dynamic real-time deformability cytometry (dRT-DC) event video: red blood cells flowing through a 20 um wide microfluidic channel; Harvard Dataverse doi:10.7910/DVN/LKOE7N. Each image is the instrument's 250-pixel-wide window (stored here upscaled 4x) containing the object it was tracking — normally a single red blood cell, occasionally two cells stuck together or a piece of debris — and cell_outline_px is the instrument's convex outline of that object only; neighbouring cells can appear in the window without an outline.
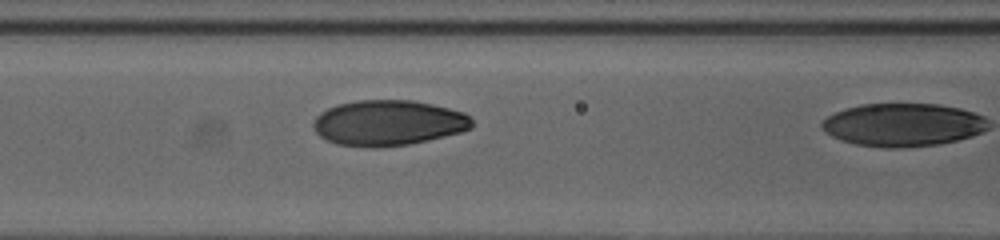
{"species": "human", "species_latin": "Homo sapiens", "temperature_condition": "cold", "stored_images_in_passage": 22, "camera_frame_rate_fps": 3000, "um_per_image_px": 0.085, "donor": {"sex": "female"}, "frame": {"image": 1, "passage_image": 21, "time_ms": 6.667, "image_size_px": [1000, 240], "cell_outline_px": [[472, 128], [460, 132], [428, 140], [408, 144], [376, 148], [372, 148], [336, 144], [320, 136], [312, 128], [312, 120], [320, 112], [336, 104], [360, 100], [412, 100], [432, 104], [464, 112], [472, 116]], "centroid_in_image_um": [32.98, 10.44], "position_along_channel_um": 133.6, "area_um2": 42.31}}